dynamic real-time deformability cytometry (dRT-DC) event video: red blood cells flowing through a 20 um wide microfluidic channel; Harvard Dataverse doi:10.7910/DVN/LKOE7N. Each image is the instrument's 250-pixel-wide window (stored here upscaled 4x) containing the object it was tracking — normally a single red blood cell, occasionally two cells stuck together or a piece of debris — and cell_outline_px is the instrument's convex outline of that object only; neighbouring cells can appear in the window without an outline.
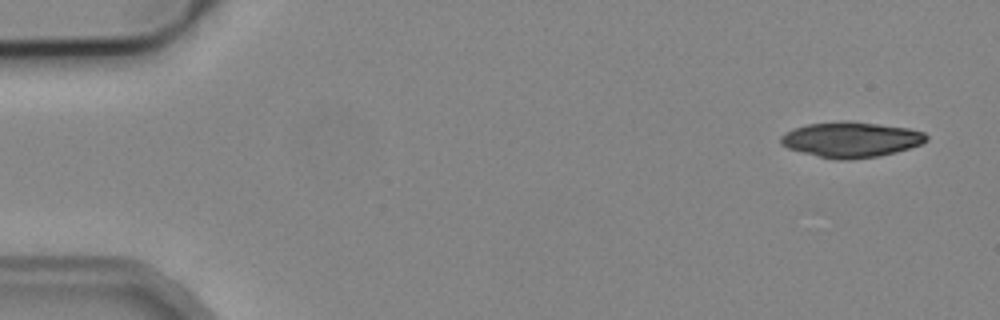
{"species": "common noctule bat (a hibernating species)", "species_latin": "Nyctalus noctula", "temperature_condition": "cold", "stored_images_in_passage": 7, "camera_frame_rate_fps": 3000, "um_per_image_px": 0.085, "animal": {"sex": "male", "body_mass_g": 19.2, "forearm_length_mm": 51.8}, "frame": {"image": 1, "passage_image": 1, "time_ms": 0.0, "image_size_px": [1000, 320], "cell_outline_px": [[928, 140], [924, 144], [896, 152], [880, 156], [844, 160], [836, 160], [800, 152], [788, 148], [780, 144], [780, 136], [784, 132], [792, 128], [808, 124], [840, 120], [848, 120], [880, 124], [908, 128], [924, 132], [928, 136]], "centroid_in_image_um": [72.33, 11.85], "position_along_channel_um": 12.7, "area_um2": 30.52}}
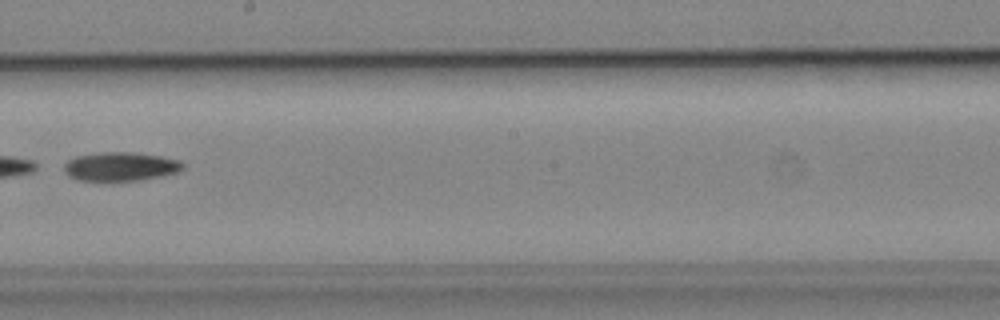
{"frame": {"image": 2, "passage_image": 7, "time_ms": 9.333, "image_size_px": [1000, 320], "cell_outline_px": [[184, 168], [180, 172], [164, 176], [140, 180], [76, 180], [68, 176], [64, 172], [64, 164], [68, 160], [76, 156], [100, 152], [132, 152], [160, 156], [180, 160], [184, 164]], "centroid_in_image_um": [10.26, 14.15], "position_along_channel_um": 237.9, "area_um2": 20.11}}